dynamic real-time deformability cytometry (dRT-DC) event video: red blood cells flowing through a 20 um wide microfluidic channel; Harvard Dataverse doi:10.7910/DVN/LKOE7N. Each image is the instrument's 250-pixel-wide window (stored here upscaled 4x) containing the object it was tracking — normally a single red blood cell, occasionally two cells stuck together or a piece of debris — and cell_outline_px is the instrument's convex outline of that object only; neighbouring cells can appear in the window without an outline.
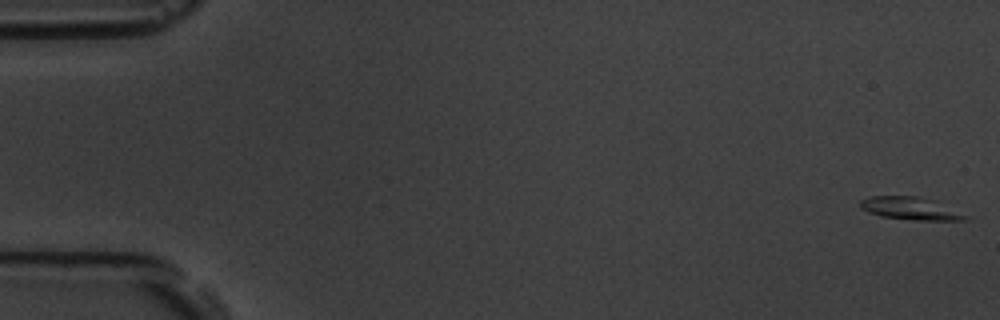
{"species": "common noctule bat (a hibernating species)", "species_latin": "Nyctalus noctula", "temperature_condition": "room temperature", "stored_images_in_passage": 5, "camera_frame_rate_fps": 3000, "um_per_image_px": 0.085, "animal": {"sex": "male", "body_mass_g": 19.5, "forearm_length_mm": 54.6}, "frame": {"image": 1, "passage_image": 1, "time_ms": 0.0, "image_size_px": [1000, 320], "cell_outline_px": [[972, 216], [968, 220], [916, 220], [880, 216], [868, 212], [860, 208], [860, 200], [868, 196], [916, 196], [932, 200]], "centroid_in_image_um": [77.4, 17.72], "position_along_channel_um": 7.6, "area_um2": 13.93}}
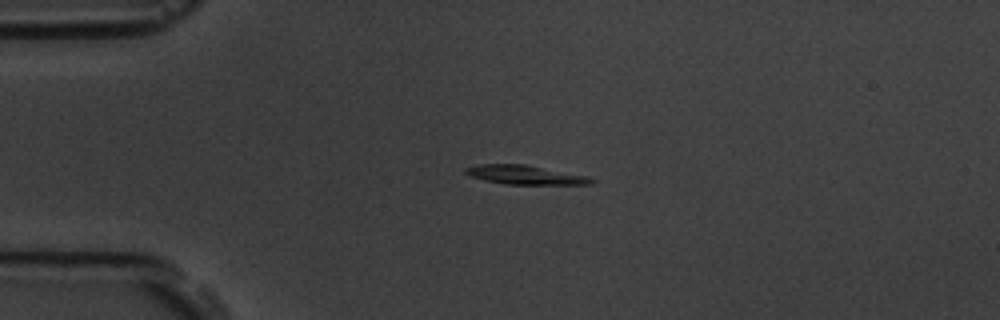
{"frame": {"image": 2, "passage_image": 4, "time_ms": 4.333, "image_size_px": [1000, 320], "cell_outline_px": [[596, 180], [592, 184], [504, 184], [484, 180], [472, 176], [464, 172], [464, 168], [480, 164], [524, 164], [588, 176]], "centroid_in_image_um": [44.64, 14.86], "position_along_channel_um": 40.4, "area_um2": 13.81}}